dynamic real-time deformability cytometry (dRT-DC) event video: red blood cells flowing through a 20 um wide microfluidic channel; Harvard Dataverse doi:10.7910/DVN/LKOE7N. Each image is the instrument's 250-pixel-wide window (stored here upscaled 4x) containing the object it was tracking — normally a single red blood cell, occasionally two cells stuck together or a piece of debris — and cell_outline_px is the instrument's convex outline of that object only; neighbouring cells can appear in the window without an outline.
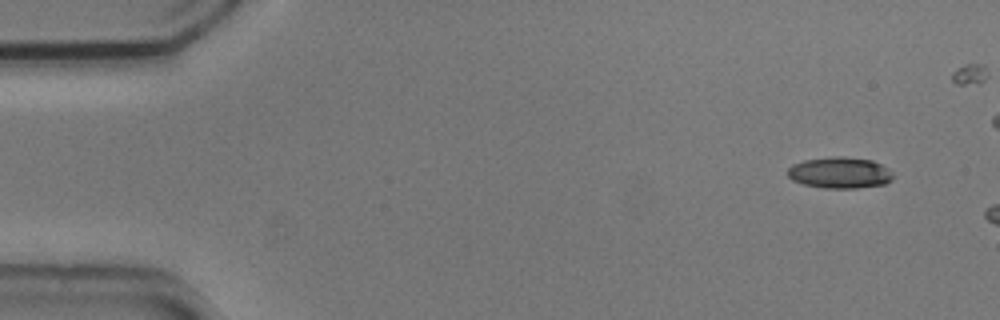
{"species": "common noctule bat (a hibernating species)", "species_latin": "Nyctalus noctula", "temperature_condition": "cold", "stored_images_in_passage": 3, "camera_frame_rate_fps": 3000, "um_per_image_px": 0.085, "animal": {"sex": "male", "body_mass_g": 20.5, "forearm_length_mm": 52.5}, "frame": {"image": 1, "passage_image": 1, "time_ms": 0.0, "image_size_px": [1000, 320], "cell_outline_px": [[892, 180], [884, 184], [856, 188], [824, 188], [804, 184], [792, 180], [788, 176], [788, 168], [792, 164], [804, 160], [836, 156], [844, 156], [872, 160], [888, 168], [892, 172]], "centroid_in_image_um": [71.38, 14.68], "position_along_channel_um": 13.6, "area_um2": 19.19}}